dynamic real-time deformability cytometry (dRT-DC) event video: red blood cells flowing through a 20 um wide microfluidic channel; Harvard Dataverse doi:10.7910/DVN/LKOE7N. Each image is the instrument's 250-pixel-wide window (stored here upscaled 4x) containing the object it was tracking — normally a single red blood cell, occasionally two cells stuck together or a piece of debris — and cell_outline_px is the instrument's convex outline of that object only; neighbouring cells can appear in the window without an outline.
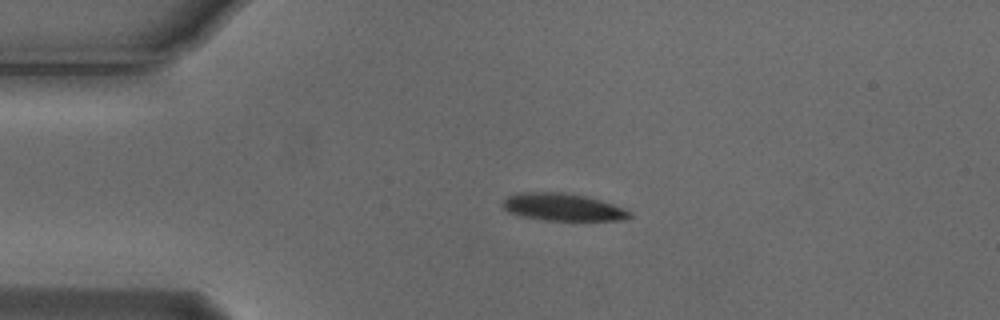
{"species": "Egyptian fruit bat (a non-hibernating species)", "species_latin": "Rousettus aegyptiacus", "temperature_condition": "cold", "stored_images_in_passage": 4, "camera_frame_rate_fps": 3000, "um_per_image_px": 0.085, "animal": {"sex": "male"}, "frame": {"image": 1, "passage_image": 3, "time_ms": 0.667, "image_size_px": [1000, 320], "cell_outline_px": [[632, 216], [624, 220], [544, 220], [520, 216], [508, 212], [500, 204], [508, 196], [520, 192], [564, 192], [584, 196], [600, 200], [624, 208], [632, 212]], "centroid_in_image_um": [47.82, 17.6], "position_along_channel_um": 37.2, "area_um2": 20.29}}